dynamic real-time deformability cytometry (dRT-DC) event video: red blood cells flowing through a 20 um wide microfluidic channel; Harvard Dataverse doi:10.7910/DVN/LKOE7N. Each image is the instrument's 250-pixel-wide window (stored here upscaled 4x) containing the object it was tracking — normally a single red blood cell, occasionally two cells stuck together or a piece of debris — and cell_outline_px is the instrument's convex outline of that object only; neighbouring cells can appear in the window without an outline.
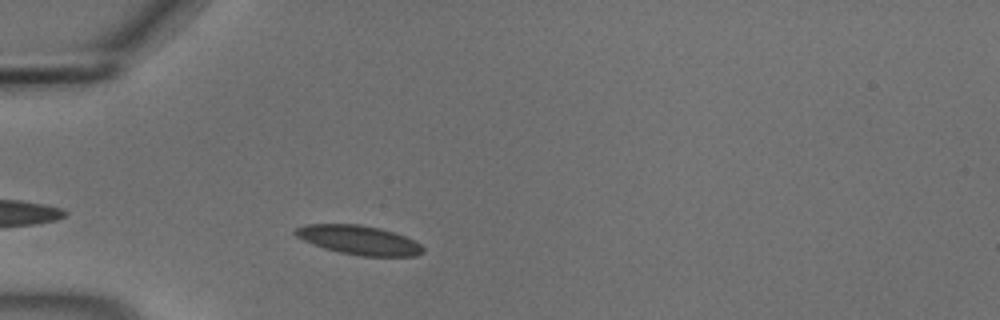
{"species": "common noctule bat (a hibernating species)", "species_latin": "Nyctalus noctula", "temperature_condition": "cold", "stored_images_in_passage": 15, "camera_frame_rate_fps": 3000, "um_per_image_px": 0.085, "animal": {"sex": "male", "body_mass_g": 18.8}, "frame": {"image": 1, "passage_image": 4, "time_ms": 1.0, "image_size_px": [1000, 320], "cell_outline_px": [[424, 252], [416, 256], [360, 256], [340, 252], [324, 248], [312, 244], [296, 236], [292, 232], [296, 228], [304, 224], [360, 224], [380, 228], [404, 236], [420, 244], [424, 248]], "centroid_in_image_um": [30.48, 20.4], "position_along_channel_um": 54.5, "area_um2": 21.62}}
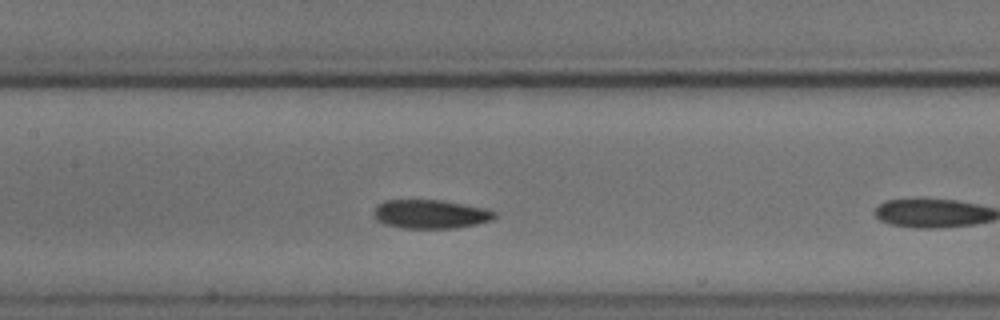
{"frame": {"image": 2, "passage_image": 11, "time_ms": 3.333, "image_size_px": [1000, 320], "cell_outline_px": [[496, 216], [492, 220], [476, 224], [456, 228], [400, 228], [384, 224], [376, 220], [372, 216], [372, 212], [384, 200], [440, 200], [488, 208], [496, 212]], "centroid_in_image_um": [36.59, 18.2], "position_along_channel_um": 170.8, "area_um2": 20.46}}
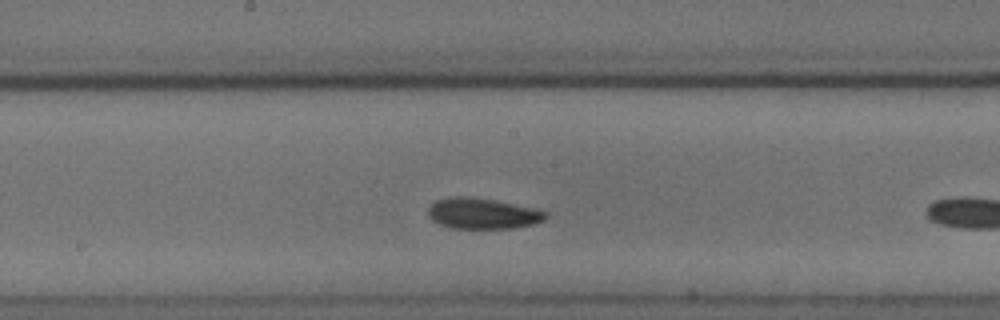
{"frame": {"image": 3, "passage_image": 14, "time_ms": 4.333, "image_size_px": [1000, 320], "cell_outline_px": [[548, 216], [544, 220], [532, 224], [512, 228], [452, 228], [440, 224], [432, 220], [428, 216], [428, 208], [436, 200], [448, 196], [468, 196], [492, 200], [532, 208], [548, 212]], "centroid_in_image_um": [40.98, 18.14], "position_along_channel_um": 207.2, "area_um2": 20.92}}